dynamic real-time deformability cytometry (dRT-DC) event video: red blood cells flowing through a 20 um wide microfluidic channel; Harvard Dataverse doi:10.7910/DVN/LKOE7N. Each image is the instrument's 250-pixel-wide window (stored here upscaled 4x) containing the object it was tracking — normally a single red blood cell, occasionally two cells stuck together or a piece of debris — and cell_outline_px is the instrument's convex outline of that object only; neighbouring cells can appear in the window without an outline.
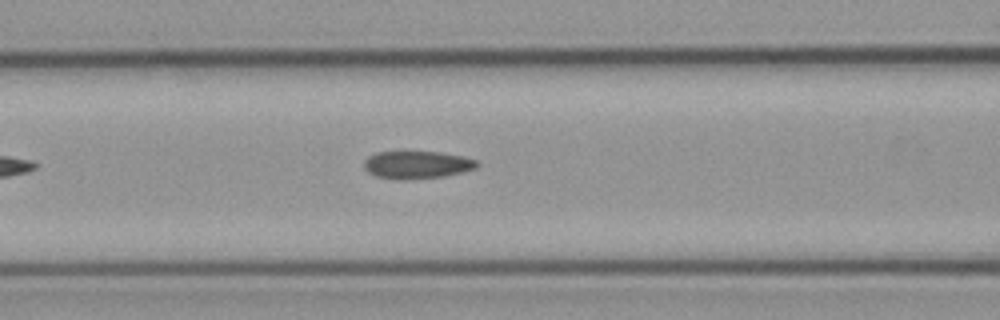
{"species": "common noctule bat (a hibernating species)", "species_latin": "Nyctalus noctula", "temperature_condition": "cold", "stored_images_in_passage": 4, "camera_frame_rate_fps": 3000, "um_per_image_px": 0.085, "animal": {"sex": "male", "body_mass_g": 23.1, "forearm_length_mm": 52.7}, "frame": {"image": 1, "passage_image": 4, "time_ms": 3.667, "image_size_px": [1000, 320], "cell_outline_px": [[480, 164], [476, 168], [464, 172], [444, 176], [404, 180], [396, 180], [376, 176], [368, 172], [364, 168], [364, 160], [368, 156], [376, 152], [440, 152], [464, 156], [476, 160]], "centroid_in_image_um": [35.45, 14.01], "position_along_channel_um": 131.2, "area_um2": 18.38}}